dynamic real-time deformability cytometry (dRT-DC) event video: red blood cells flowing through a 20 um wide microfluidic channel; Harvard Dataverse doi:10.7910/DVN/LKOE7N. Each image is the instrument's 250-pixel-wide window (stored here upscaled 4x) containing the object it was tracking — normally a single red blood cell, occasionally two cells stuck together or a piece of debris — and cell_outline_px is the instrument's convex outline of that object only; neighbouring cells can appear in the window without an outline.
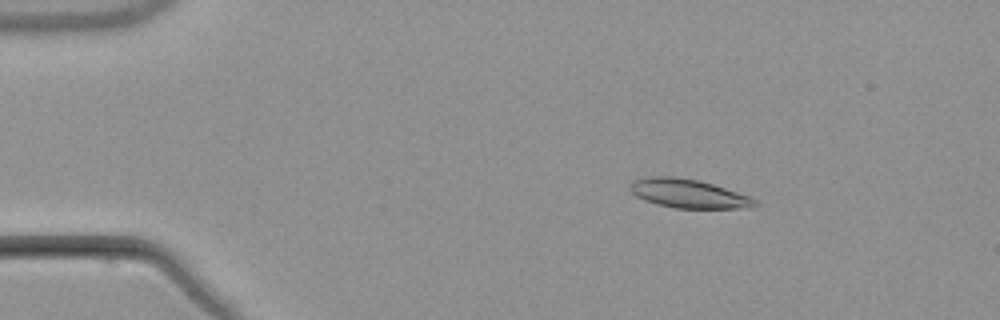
{"species": "common noctule bat (a hibernating species)", "species_latin": "Nyctalus noctula", "temperature_condition": "warm", "stored_images_in_passage": 5, "camera_frame_rate_fps": 3000, "um_per_image_px": 0.085, "animal": {"sex": "male", "body_mass_g": 21.5, "forearm_length_mm": 52.0}, "frame": {"image": 1, "passage_image": 3, "time_ms": 2.333, "image_size_px": [1000, 320], "cell_outline_px": [[760, 204], [752, 208], [676, 208], [656, 204], [644, 200], [636, 196], [628, 188], [628, 184], [632, 180], [652, 176], [672, 176], [700, 180], [748, 196], [756, 200]], "centroid_in_image_um": [58.48, 16.45], "position_along_channel_um": 26.5, "area_um2": 21.04}}
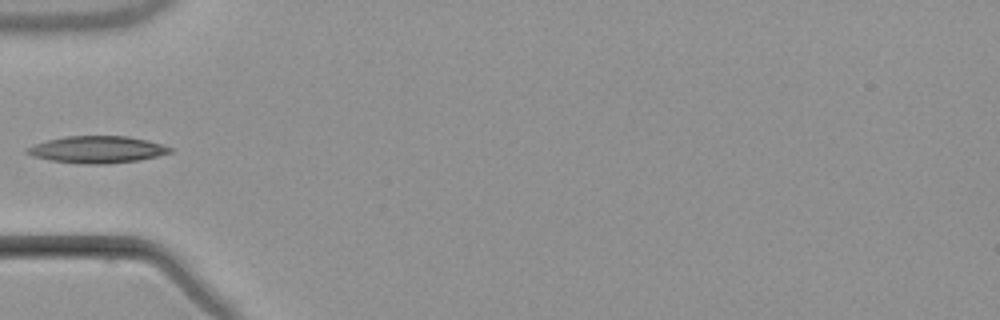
{"frame": {"image": 2, "passage_image": 5, "time_ms": 5.667, "image_size_px": [1000, 320], "cell_outline_px": [[172, 152], [140, 160], [108, 164], [80, 164], [52, 160], [32, 156], [24, 152], [24, 148], [48, 140], [64, 136], [128, 136], [148, 140], [172, 148]], "centroid_in_image_um": [8.24, 12.71], "position_along_channel_um": 76.8, "area_um2": 22.48}}